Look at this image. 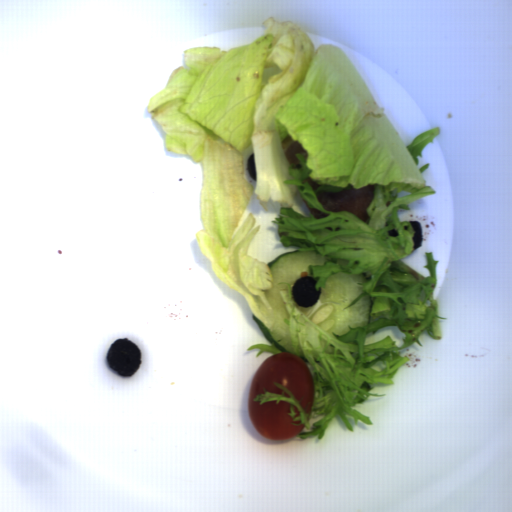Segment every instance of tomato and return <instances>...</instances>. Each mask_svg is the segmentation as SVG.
<instances>
[{
  "label": "tomato",
  "instance_id": "obj_1",
  "mask_svg": "<svg viewBox=\"0 0 512 512\" xmlns=\"http://www.w3.org/2000/svg\"><path fill=\"white\" fill-rule=\"evenodd\" d=\"M279 382L289 389L300 402L306 412H310L314 405V380L313 375L298 355L290 352H277L267 357L255 370L251 388L248 394V414L250 421L261 436L275 440H289L297 436L303 429L299 421H293L288 415L289 403L270 401L259 405L253 398L259 393L276 392L282 394L283 389L278 388L274 382ZM311 402L306 408L307 404Z\"/></svg>",
  "mask_w": 512,
  "mask_h": 512
},
{
  "label": "tomato",
  "instance_id": "obj_3",
  "mask_svg": "<svg viewBox=\"0 0 512 512\" xmlns=\"http://www.w3.org/2000/svg\"><path fill=\"white\" fill-rule=\"evenodd\" d=\"M284 396H288V397H290V395L286 394V393H285V391H284Z\"/></svg>",
  "mask_w": 512,
  "mask_h": 512
},
{
  "label": "tomato",
  "instance_id": "obj_2",
  "mask_svg": "<svg viewBox=\"0 0 512 512\" xmlns=\"http://www.w3.org/2000/svg\"><path fill=\"white\" fill-rule=\"evenodd\" d=\"M293 408H294V412H296V413H297V414L295 415V417H296V416H299V415H300V413L297 411L296 407H294V406H293Z\"/></svg>",
  "mask_w": 512,
  "mask_h": 512
}]
</instances>
